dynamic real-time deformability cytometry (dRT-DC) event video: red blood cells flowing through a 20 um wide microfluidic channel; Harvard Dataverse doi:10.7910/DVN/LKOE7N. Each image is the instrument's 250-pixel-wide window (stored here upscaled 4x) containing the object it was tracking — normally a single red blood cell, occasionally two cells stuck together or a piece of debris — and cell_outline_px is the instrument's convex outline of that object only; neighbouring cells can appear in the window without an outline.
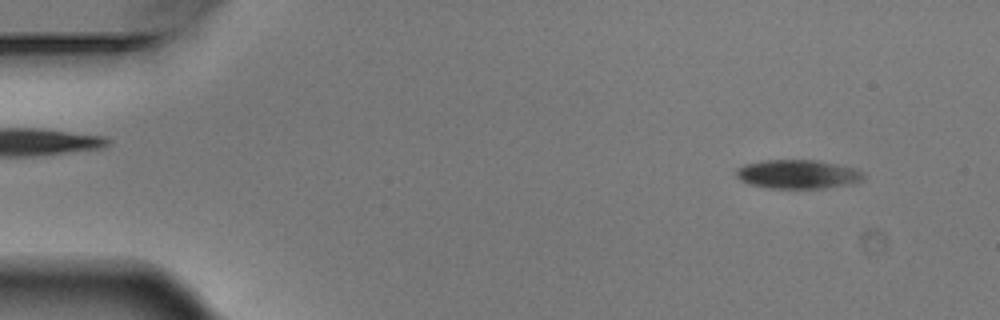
{"species": "Egyptian fruit bat (a non-hibernating species)", "species_latin": "Rousettus aegyptiacus", "temperature_condition": "warm", "stored_images_in_passage": 4, "segment_of_instrument_passage": [2, 2], "camera_frame_rate_fps": 3000, "um_per_image_px": 0.085, "animal": {"sex": "male"}, "frame": {"image": 1, "passage_image": 4, "time_ms": 1.0, "image_size_px": [1000, 320], "cell_outline_px": [[864, 180], [856, 184], [824, 188], [768, 188], [752, 184], [740, 180], [736, 176], [736, 168], [744, 164], [760, 160], [816, 160], [856, 168], [864, 172]], "centroid_in_image_um": [67.85, 14.81], "position_along_channel_um": 17.1, "area_um2": 21.73}}